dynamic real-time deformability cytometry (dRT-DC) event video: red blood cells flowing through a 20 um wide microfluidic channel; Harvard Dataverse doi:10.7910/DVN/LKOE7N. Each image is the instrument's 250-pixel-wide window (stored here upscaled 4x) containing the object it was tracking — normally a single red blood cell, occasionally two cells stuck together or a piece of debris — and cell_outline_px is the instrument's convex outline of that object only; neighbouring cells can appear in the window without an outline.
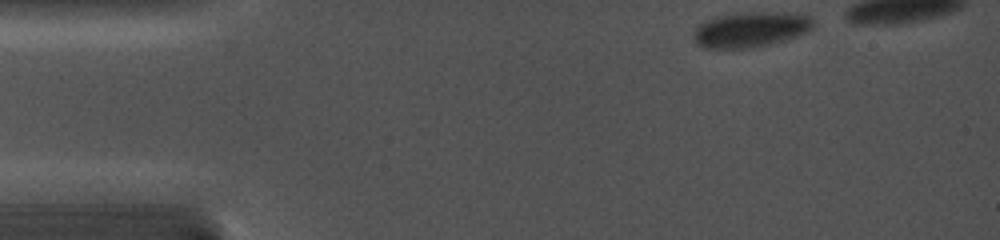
{"species": "common noctule bat (a hibernating species)", "species_latin": "Nyctalus noctula", "temperature_condition": "cold", "stored_images_in_passage": 27, "camera_frame_rate_fps": 5000, "um_per_image_px": 0.085, "animal": {"sex": "female", "body_mass_g": 19.0, "forearm_length_mm": 56.7}, "frame": {"image": 1, "passage_image": 1, "time_ms": 0.0, "image_size_px": [1000, 240], "cell_outline_px": [[812, 28], [808, 32], [772, 44], [752, 48], [704, 48], [696, 44], [696, 28], [700, 24], [716, 16], [732, 12], [796, 12], [812, 16]], "centroid_in_image_um": [63.86, 2.49], "position_along_channel_um": 21.1, "area_um2": 24.85}}
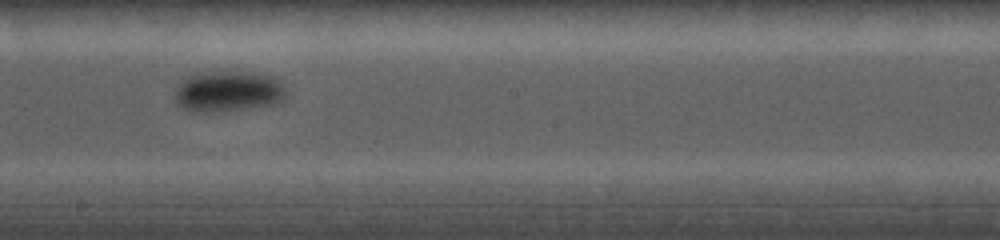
{"frame": {"image": 2, "passage_image": 15, "time_ms": 7.6, "image_size_px": [1000, 240], "cell_outline_px": [[288, 96], [284, 100], [276, 104], [224, 112], [200, 112], [184, 108], [176, 100], [176, 88], [188, 76], [196, 72], [224, 68], [260, 72], [276, 76], [280, 80], [288, 92]], "centroid_in_image_um": [19.5, 7.7], "position_along_channel_um": 228.7, "area_um2": 27.92}}
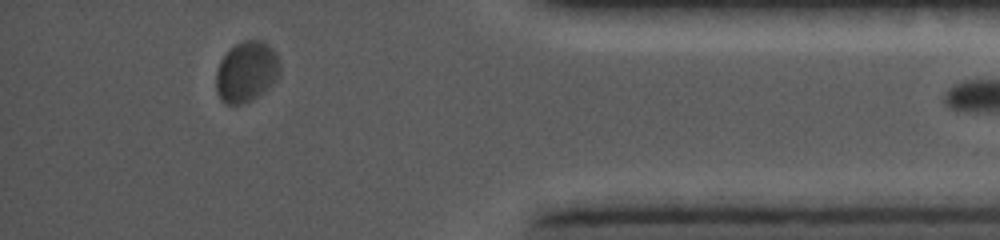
{"frame": {"image": 3, "passage_image": 26, "time_ms": 13.0, "image_size_px": [1000, 240], "cell_outline_px": [[280, 76], [268, 88], [252, 100], [244, 104], [228, 104], [220, 100], [216, 92], [216, 72], [220, 60], [236, 44], [244, 40], [264, 40], [276, 52], [280, 60]], "centroid_in_image_um": [20.97, 6.1], "position_along_channel_um": 414.2, "area_um2": 22.83}}